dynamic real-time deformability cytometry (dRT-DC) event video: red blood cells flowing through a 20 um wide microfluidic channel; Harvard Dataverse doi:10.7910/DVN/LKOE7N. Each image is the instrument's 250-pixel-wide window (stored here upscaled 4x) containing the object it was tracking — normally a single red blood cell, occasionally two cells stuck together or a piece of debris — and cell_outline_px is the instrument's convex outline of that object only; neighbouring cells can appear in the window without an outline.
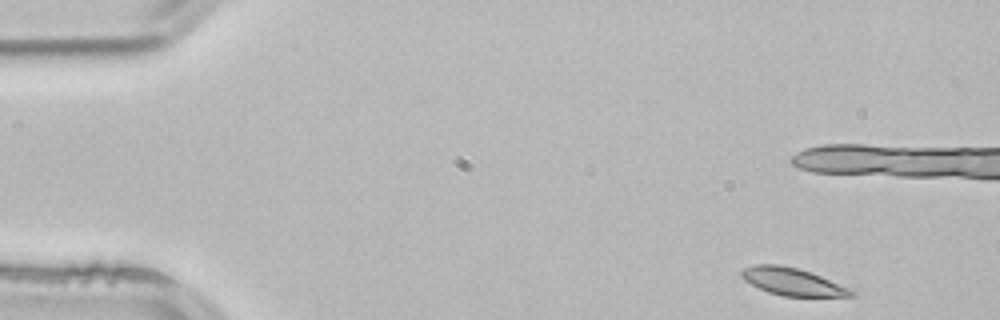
{"species": "common noctule bat (a hibernating species)", "species_latin": "Nyctalus noctula", "temperature_condition": "room temperature", "stored_images_in_passage": 5, "camera_frame_rate_fps": 3000, "um_per_image_px": 0.085, "animal": {"sex": "male", "body_mass_g": 21.5, "forearm_length_mm": 52.0}, "frame": {"image": 1, "passage_image": 1, "time_ms": 0.0, "image_size_px": [1000, 320], "cell_outline_px": [[856, 296], [784, 296], [768, 292], [744, 280], [740, 276], [740, 272], [744, 268], [756, 264], [776, 264], [796, 268], [820, 276], [848, 288], [856, 292]], "centroid_in_image_um": [67.33, 23.94], "position_along_channel_um": 17.7, "area_um2": 17.17}}